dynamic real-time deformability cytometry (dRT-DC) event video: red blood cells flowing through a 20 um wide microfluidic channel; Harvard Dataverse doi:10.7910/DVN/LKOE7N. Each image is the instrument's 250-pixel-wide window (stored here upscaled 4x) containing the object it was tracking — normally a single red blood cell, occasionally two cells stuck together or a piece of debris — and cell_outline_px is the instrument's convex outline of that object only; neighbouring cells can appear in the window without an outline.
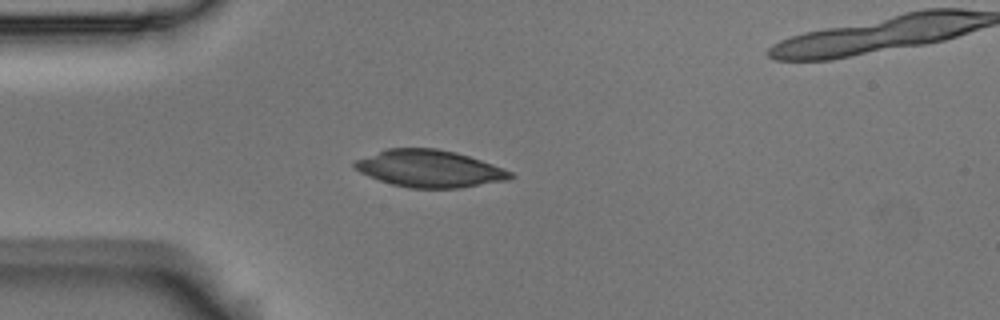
{"species": "Egyptian fruit bat (a non-hibernating species)", "species_latin": "Rousettus aegyptiacus", "temperature_condition": "room temperature", "stored_images_in_passage": 39, "camera_frame_rate_fps": 3000, "um_per_image_px": 0.085, "animal": {"sex": "male"}, "frame": {"image": 1, "passage_image": 1, "time_ms": 0.0, "image_size_px": [1000, 320], "cell_outline_px": [[516, 176], [508, 180], [460, 188], [408, 188], [392, 184], [368, 176], [360, 172], [352, 164], [356, 160], [388, 148], [436, 148], [456, 152], [492, 164], [512, 172]], "centroid_in_image_um": [36.53, 14.34], "position_along_channel_um": 48.5, "area_um2": 33.52}}
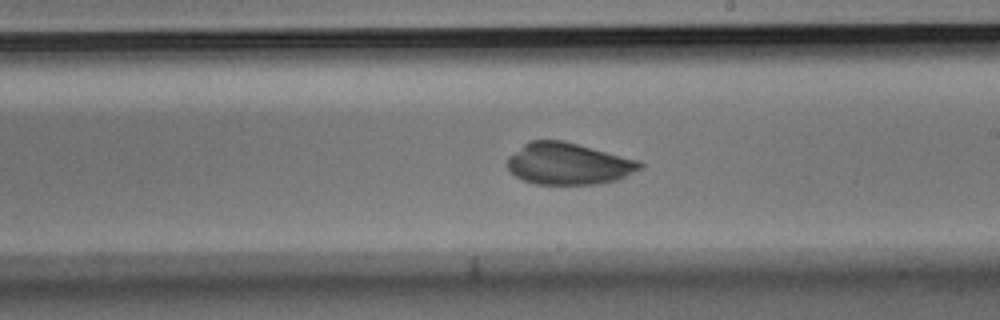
{"frame": {"image": 2, "passage_image": 18, "time_ms": 5.667, "image_size_px": [1000, 320], "cell_outline_px": [[644, 168], [616, 180], [596, 184], [536, 184], [524, 180], [516, 176], [508, 168], [508, 156], [528, 140], [564, 140], [640, 160], [644, 164]], "centroid_in_image_um": [48.34, 13.9], "position_along_channel_um": 240.7, "area_um2": 32.43}}
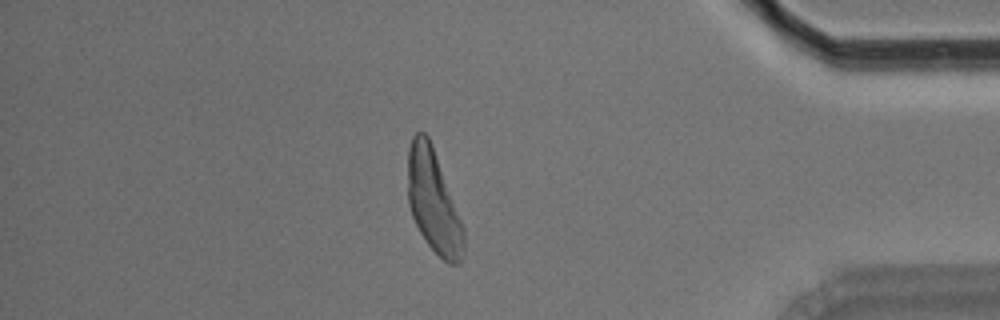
{"frame": {"image": 3, "passage_image": 34, "time_ms": 11.0, "image_size_px": [1000, 320], "cell_outline_px": [[464, 252], [460, 264], [448, 264], [428, 244], [420, 232], [412, 216], [408, 204], [408, 148], [412, 136], [416, 132], [424, 132], [428, 136], [432, 144], [464, 228]], "centroid_in_image_um": [36.84, 17.13], "position_along_channel_um": 398.4, "area_um2": 33.29}}